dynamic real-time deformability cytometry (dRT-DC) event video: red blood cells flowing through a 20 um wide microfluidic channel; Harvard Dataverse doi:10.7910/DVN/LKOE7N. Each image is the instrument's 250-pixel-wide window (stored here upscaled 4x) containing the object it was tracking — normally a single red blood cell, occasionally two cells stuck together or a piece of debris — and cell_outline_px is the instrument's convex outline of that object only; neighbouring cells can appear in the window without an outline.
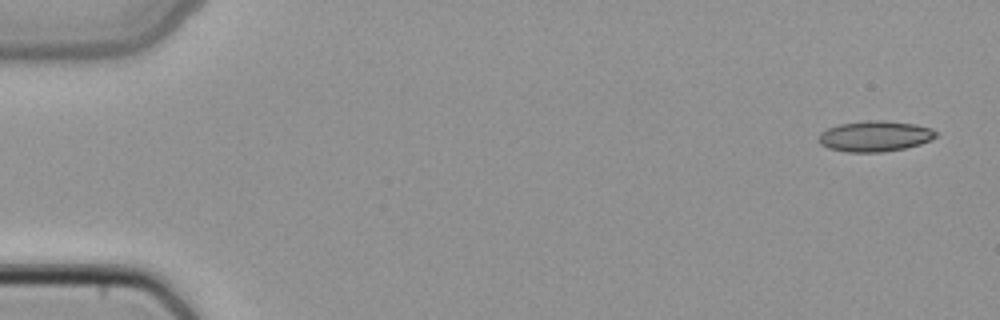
{"species": "common noctule bat (a hibernating species)", "species_latin": "Nyctalus noctula", "temperature_condition": "cold", "stored_images_in_passage": 48, "camera_frame_rate_fps": 3000, "um_per_image_px": 0.085, "animal": {"sex": "female", "body_mass_g": 22.7, "forearm_length_mm": 54.2}, "frame": {"image": 1, "passage_image": 1, "time_ms": 0.0, "image_size_px": [1000, 320], "cell_outline_px": [[936, 136], [932, 140], [920, 144], [904, 148], [884, 152], [848, 152], [828, 148], [820, 144], [820, 132], [828, 128], [840, 124], [864, 120], [884, 120], [916, 124], [932, 128], [936, 132]], "centroid_in_image_um": [74.39, 11.57], "position_along_channel_um": 10.6, "area_um2": 21.04}}
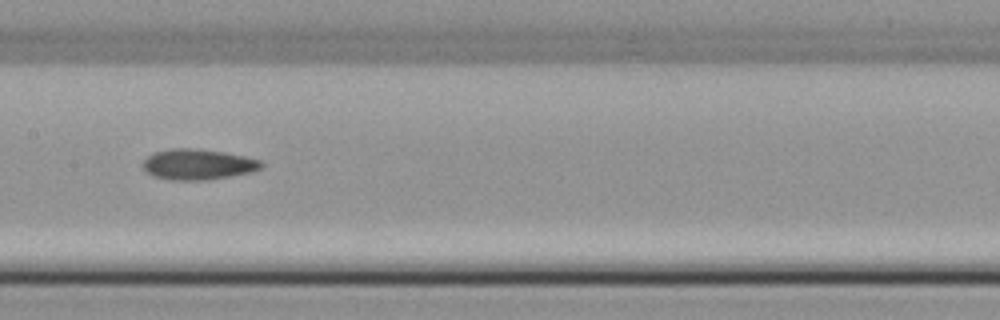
{"frame": {"image": 2, "passage_image": 24, "time_ms": 7.667, "image_size_px": [1000, 320], "cell_outline_px": [[264, 164], [260, 168], [248, 172], [228, 176], [204, 180], [172, 180], [152, 176], [144, 168], [144, 160], [152, 152], [172, 148], [196, 148], [224, 152], [264, 160]], "centroid_in_image_um": [16.82, 13.95], "position_along_channel_um": 190.6, "area_um2": 21.04}}
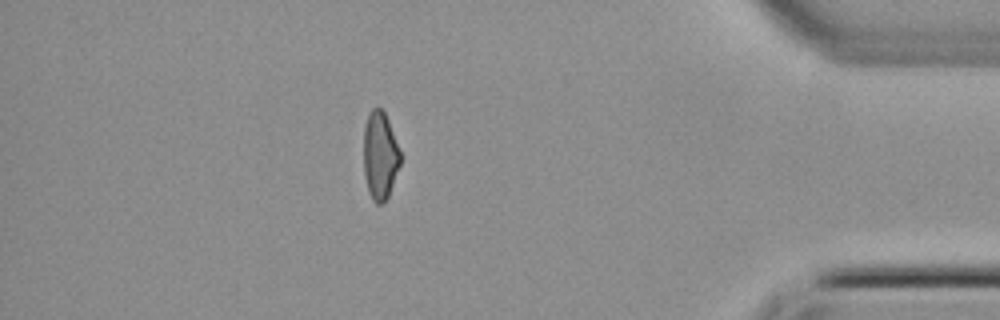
{"frame": {"image": 3, "passage_image": 42, "time_ms": 13.667, "image_size_px": [1000, 320], "cell_outline_px": [[400, 164], [388, 196], [380, 204], [376, 204], [372, 200], [368, 192], [364, 176], [364, 128], [368, 112], [372, 108], [380, 108], [384, 112], [388, 120], [400, 152]], "centroid_in_image_um": [32.28, 13.23], "position_along_channel_um": 402.9, "area_um2": 18.67}}